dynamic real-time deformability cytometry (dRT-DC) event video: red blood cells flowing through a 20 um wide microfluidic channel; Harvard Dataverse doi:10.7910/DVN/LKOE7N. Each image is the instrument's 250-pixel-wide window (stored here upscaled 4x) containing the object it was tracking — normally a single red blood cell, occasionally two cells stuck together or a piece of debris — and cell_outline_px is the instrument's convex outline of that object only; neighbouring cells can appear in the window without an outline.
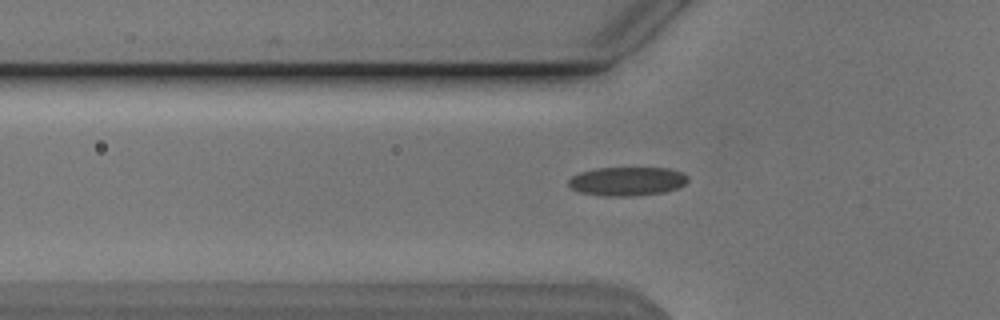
{"species": "Egyptian fruit bat (a non-hibernating species)", "species_latin": "Rousettus aegyptiacus", "temperature_condition": "cold", "stored_images_in_passage": 39, "camera_frame_rate_fps": 3000, "um_per_image_px": 0.085, "animal": {"sex": "male"}, "frame": {"image": 1, "passage_image": 4, "time_ms": 1.0, "image_size_px": [1000, 320], "cell_outline_px": [[688, 180], [684, 184], [676, 188], [664, 192], [632, 196], [604, 196], [580, 192], [572, 188], [568, 184], [568, 180], [572, 176], [580, 172], [596, 168], [668, 168], [684, 172], [688, 176]], "centroid_in_image_um": [53.31, 15.4], "position_along_channel_um": 72.5, "area_um2": 20.06}}
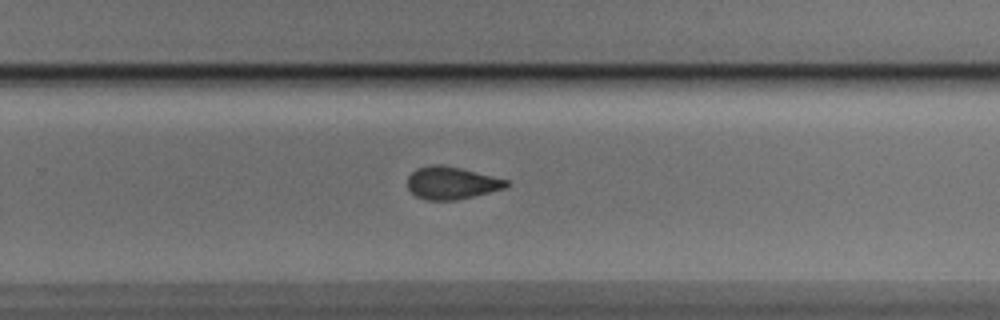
{"frame": {"image": 2, "passage_image": 21, "time_ms": 6.667, "image_size_px": [1000, 320], "cell_outline_px": [[508, 184], [504, 188], [456, 200], [428, 200], [416, 196], [408, 188], [408, 176], [416, 168], [432, 164], [440, 164], [460, 168], [508, 180]], "centroid_in_image_um": [38.33, 15.54], "position_along_channel_um": 291.5, "area_um2": 18.44}}
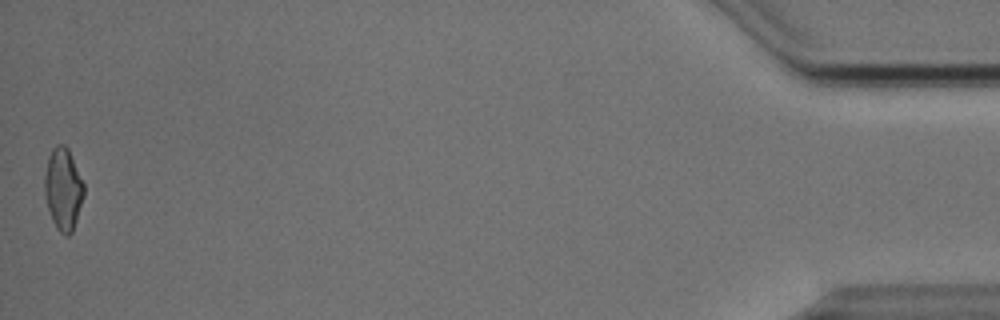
{"frame": {"image": 3, "passage_image": 39, "time_ms": 12.667, "image_size_px": [1000, 320], "cell_outline_px": [[84, 196], [72, 232], [68, 236], [64, 236], [56, 228], [52, 220], [48, 208], [44, 192], [44, 176], [48, 156], [52, 148], [56, 144], [64, 144], [68, 148], [84, 184]], "centroid_in_image_um": [5.36, 16.06], "position_along_channel_um": 429.8, "area_um2": 18.84}, "authors_computed_cell_mechanics": {"area_um2": 18.9584, "velocity_mm_per_s": 3.8628, "shape_relaxation_time_tau1_ms": 4.6279, "shape_relaxation_time_tau2_ms": 2.2533, "deformation_change_tau1": 0.1211, "deformation_change_tau2": 0.074}}